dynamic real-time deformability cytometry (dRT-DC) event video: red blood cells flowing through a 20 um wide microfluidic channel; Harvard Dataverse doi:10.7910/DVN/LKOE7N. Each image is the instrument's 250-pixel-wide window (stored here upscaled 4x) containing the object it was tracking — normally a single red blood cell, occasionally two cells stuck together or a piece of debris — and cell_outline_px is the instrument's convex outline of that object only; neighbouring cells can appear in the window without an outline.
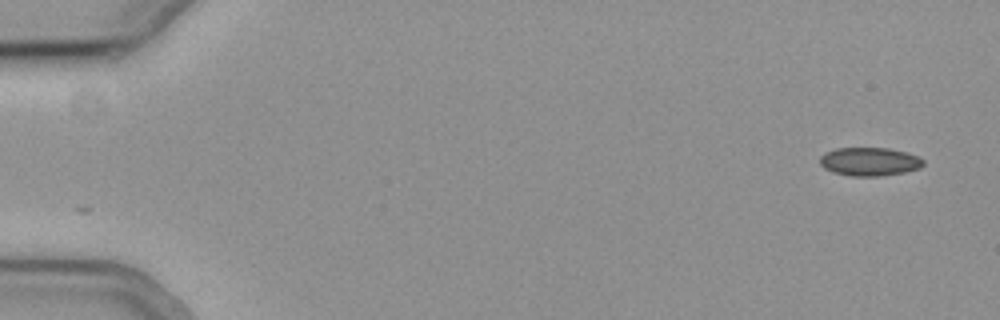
{"species": "common noctule bat (a hibernating species)", "species_latin": "Nyctalus noctula", "temperature_condition": "cold", "stored_images_in_passage": 52, "camera_frame_rate_fps": 3000, "um_per_image_px": 0.085, "animal": {"sex": "female", "body_mass_g": 19.3, "forearm_length_mm": 54.1}, "frame": {"image": 1, "passage_image": 1, "time_ms": 0.0, "image_size_px": [1000, 320], "cell_outline_px": [[924, 164], [920, 168], [904, 172], [880, 176], [852, 176], [832, 172], [824, 168], [820, 164], [820, 156], [824, 152], [836, 148], [888, 148], [908, 152], [920, 156], [924, 160]], "centroid_in_image_um": [73.92, 13.73], "position_along_channel_um": 11.1, "area_um2": 17.34}}
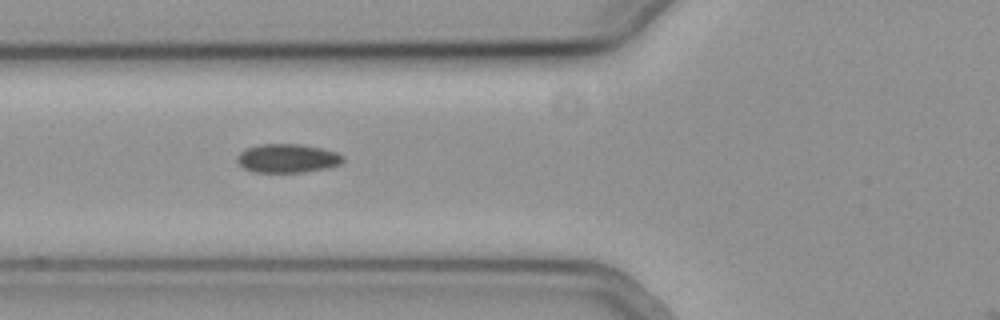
{"frame": {"image": 2, "passage_image": 20, "time_ms": 6.333, "image_size_px": [1000, 320], "cell_outline_px": [[344, 160], [340, 164], [328, 168], [304, 172], [252, 172], [244, 168], [236, 160], [236, 156], [240, 152], [248, 148], [260, 144], [300, 144], [320, 148], [336, 152], [344, 156]], "centroid_in_image_um": [24.43, 13.46], "position_along_channel_um": 101.4, "area_um2": 17.74}}
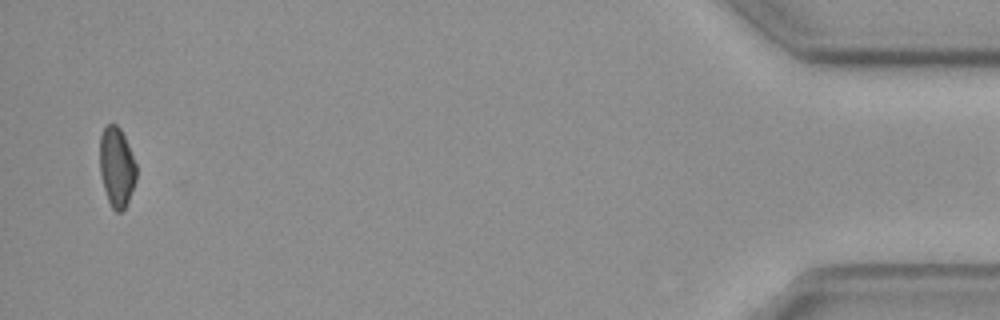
{"frame": {"image": 3, "passage_image": 51, "time_ms": 16.667, "image_size_px": [1000, 320], "cell_outline_px": [[136, 180], [128, 200], [124, 208], [120, 212], [116, 212], [112, 208], [108, 200], [104, 188], [100, 172], [100, 136], [104, 128], [108, 124], [116, 124], [120, 128], [124, 136], [136, 164]], "centroid_in_image_um": [9.91, 14.19], "position_along_channel_um": 425.3, "area_um2": 16.76}}